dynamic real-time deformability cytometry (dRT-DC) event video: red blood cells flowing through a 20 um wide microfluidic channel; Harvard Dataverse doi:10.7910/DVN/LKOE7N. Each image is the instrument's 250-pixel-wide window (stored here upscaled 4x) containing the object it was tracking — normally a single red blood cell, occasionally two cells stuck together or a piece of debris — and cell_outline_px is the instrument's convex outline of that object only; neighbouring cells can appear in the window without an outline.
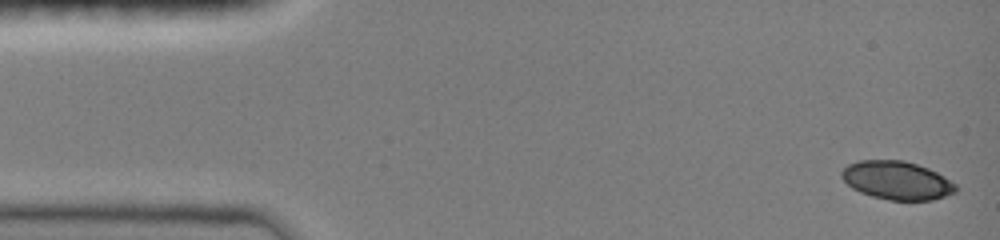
{"species": "common noctule bat (a hibernating species)", "species_latin": "Nyctalus noctula", "temperature_condition": "room temperature", "stored_images_in_passage": 5, "camera_frame_rate_fps": 3000, "um_per_image_px": 0.085, "animal": {"sex": "female", "body_mass_g": 19.0, "forearm_length_mm": 51.5}, "frame": {"image": 1, "passage_image": 1, "time_ms": 0.0, "image_size_px": [1000, 240], "cell_outline_px": [[956, 192], [932, 200], [888, 200], [872, 196], [860, 192], [852, 188], [840, 176], [840, 172], [848, 164], [860, 160], [904, 160], [928, 168], [944, 176], [956, 184]], "centroid_in_image_um": [76.22, 15.33], "position_along_channel_um": 8.8, "area_um2": 25.49}}
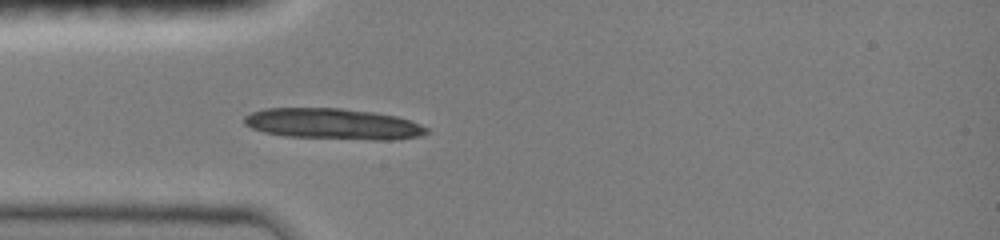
{"frame": {"image": 2, "passage_image": 5, "time_ms": 4.0, "image_size_px": [1000, 240], "cell_outline_px": [[428, 132], [420, 136], [392, 140], [372, 140], [284, 136], [264, 132], [252, 128], [244, 124], [244, 116], [252, 112], [264, 108], [340, 108], [372, 112], [396, 116], [420, 124], [428, 128]], "centroid_in_image_um": [28.3, 10.53], "position_along_channel_um": 56.7, "area_um2": 32.83}}